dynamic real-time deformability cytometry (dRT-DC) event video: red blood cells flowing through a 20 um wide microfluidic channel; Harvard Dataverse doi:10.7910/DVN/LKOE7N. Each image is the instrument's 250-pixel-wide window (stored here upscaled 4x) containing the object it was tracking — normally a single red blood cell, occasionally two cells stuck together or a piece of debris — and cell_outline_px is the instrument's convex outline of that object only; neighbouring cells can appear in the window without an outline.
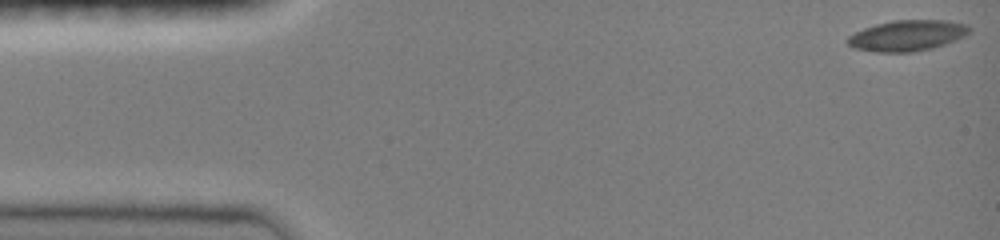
{"species": "common noctule bat (a hibernating species)", "species_latin": "Nyctalus noctula", "temperature_condition": "room temperature", "stored_images_in_passage": 38, "camera_frame_rate_fps": 3000, "um_per_image_px": 0.085, "animal": {"sex": "female", "body_mass_g": 19.0, "forearm_length_mm": 51.5}, "frame": {"image": 1, "passage_image": 1, "time_ms": 0.0, "image_size_px": [1000, 240], "cell_outline_px": [[972, 28], [964, 36], [956, 40], [932, 48], [912, 52], [872, 52], [852, 48], [844, 40], [848, 36], [864, 28], [876, 24], [892, 20], [948, 20], [968, 24]], "centroid_in_image_um": [77.1, 3.02], "position_along_channel_um": 7.9, "area_um2": 22.08}}
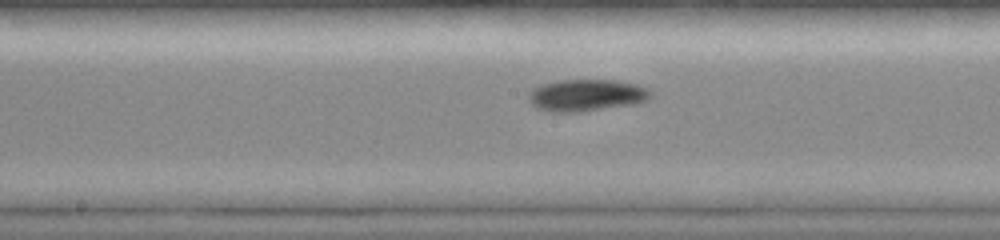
{"frame": {"image": 2, "passage_image": 17, "time_ms": 5.333, "image_size_px": [1000, 240], "cell_outline_px": [[652, 96], [648, 100], [636, 104], [580, 112], [552, 112], [536, 108], [528, 100], [528, 92], [532, 88], [544, 84], [560, 80], [616, 80], [640, 84], [648, 88], [652, 92]], "centroid_in_image_um": [49.88, 8.1], "position_along_channel_um": 198.3, "area_um2": 23.06}}
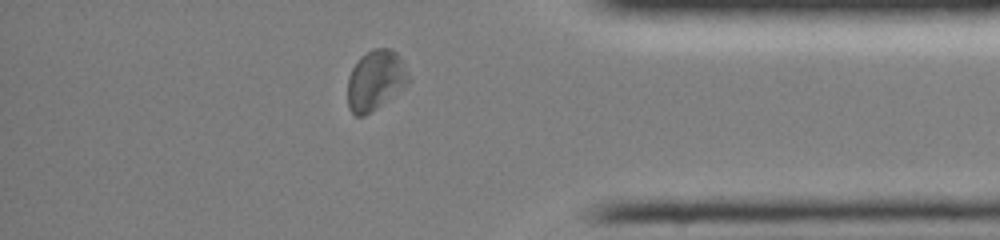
{"frame": {"image": 3, "passage_image": 33, "time_ms": 10.667, "image_size_px": [1000, 240], "cell_outline_px": [[412, 80], [408, 84], [376, 108], [364, 116], [356, 116], [348, 108], [348, 76], [352, 68], [360, 56], [372, 48], [392, 48], [400, 56]], "centroid_in_image_um": [31.92, 6.79], "position_along_channel_um": 403.3, "area_um2": 21.44}, "authors_computed_cell_mechanics": {"area_um2": 21.4438, "velocity_mm_per_s": 4.0593, "shape_relaxation_time_tau1_ms": 1.8046, "shape_relaxation_time_tau2_ms": 5.4201, "deformation_change_tau1": 0.0817, "deformation_change_tau2": 0.098}}